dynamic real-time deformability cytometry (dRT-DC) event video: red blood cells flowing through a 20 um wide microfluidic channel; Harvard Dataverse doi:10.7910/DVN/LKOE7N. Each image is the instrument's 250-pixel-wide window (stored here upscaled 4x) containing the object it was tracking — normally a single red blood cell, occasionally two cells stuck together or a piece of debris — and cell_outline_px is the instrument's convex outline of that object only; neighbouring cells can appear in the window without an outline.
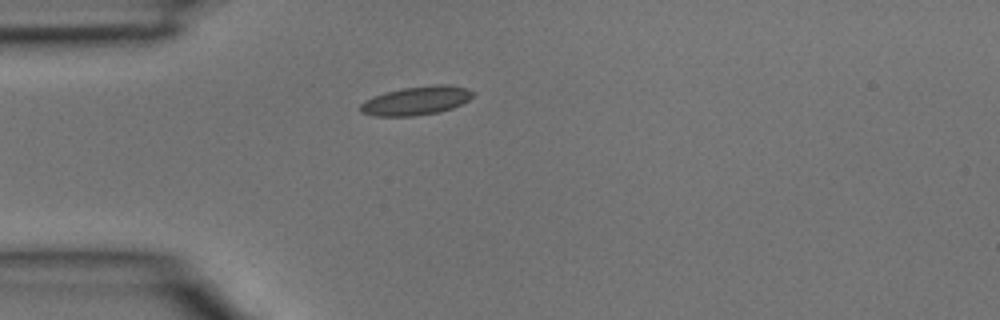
{"species": "common noctule bat (a hibernating species)", "species_latin": "Nyctalus noctula", "temperature_condition": "room temperature", "stored_images_in_passage": 1, "camera_frame_rate_fps": 3000, "um_per_image_px": 0.085, "animal": {"sex": "male", "body_mass_g": 15.6}, "frame": {"image": 1, "passage_image": 1, "time_ms": 0.0, "image_size_px": [1000, 320], "cell_outline_px": [[472, 96], [468, 100], [452, 108], [440, 112], [412, 116], [372, 116], [360, 112], [360, 104], [364, 100], [372, 96], [384, 92], [404, 88], [436, 84], [448, 84], [468, 88], [472, 92]], "centroid_in_image_um": [35.34, 8.56], "position_along_channel_um": 49.7, "area_um2": 18.9}}